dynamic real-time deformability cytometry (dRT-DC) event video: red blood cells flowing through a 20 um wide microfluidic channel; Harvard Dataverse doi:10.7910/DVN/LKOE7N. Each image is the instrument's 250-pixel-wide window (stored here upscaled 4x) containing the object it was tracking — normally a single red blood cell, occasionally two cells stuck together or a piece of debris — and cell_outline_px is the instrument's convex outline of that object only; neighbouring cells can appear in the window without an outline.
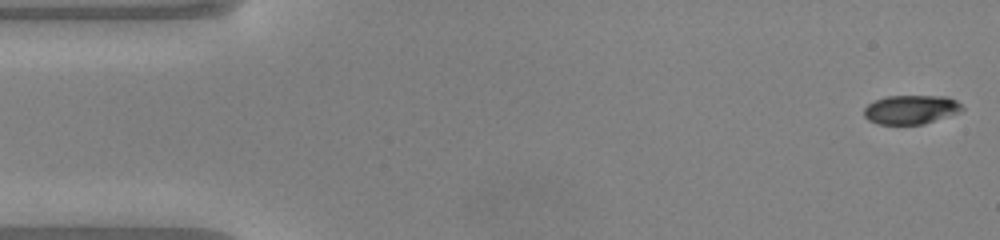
{"species": "common noctule bat (a hibernating species)", "species_latin": "Nyctalus noctula", "temperature_condition": "warm", "stored_images_in_passage": 49, "camera_frame_rate_fps": 3000, "um_per_image_px": 0.085, "animal": {"sex": "male", "body_mass_g": 20.0, "forearm_length_mm": 53.3}, "frame": {"image": 1, "passage_image": 1, "time_ms": 0.0, "image_size_px": [1000, 240], "cell_outline_px": [[964, 108], [960, 112], [924, 124], [876, 124], [868, 120], [864, 116], [864, 108], [868, 104], [876, 100], [888, 96], [948, 96], [956, 100]], "centroid_in_image_um": [77.43, 9.31], "position_along_channel_um": 7.6, "area_um2": 16.59}}
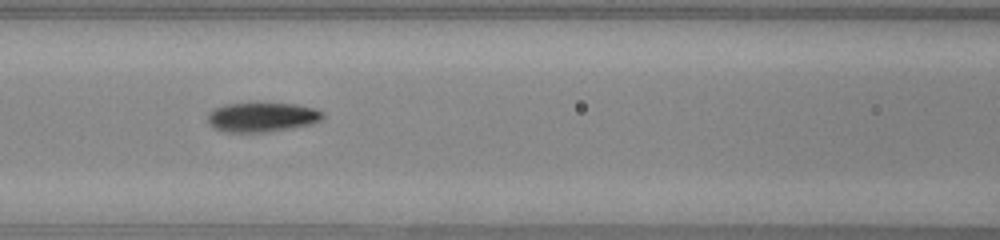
{"frame": {"image": 2, "passage_image": 20, "time_ms": 6.333, "image_size_px": [1000, 240], "cell_outline_px": [[324, 116], [320, 120], [312, 124], [264, 132], [224, 132], [216, 128], [208, 120], [208, 112], [216, 108], [228, 104], [296, 104], [316, 108], [324, 112]], "centroid_in_image_um": [22.32, 9.96], "position_along_channel_um": 144.3, "area_um2": 19.36}}
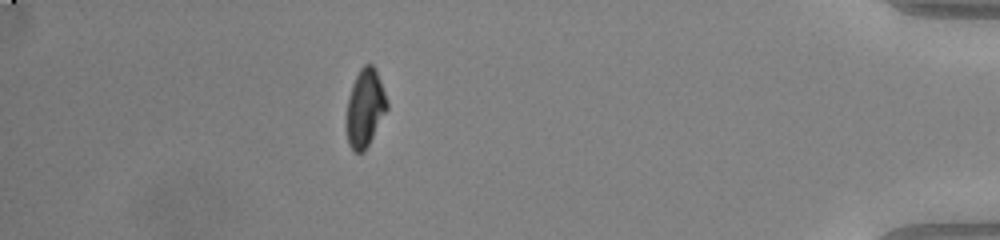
{"frame": {"image": 3, "passage_image": 43, "time_ms": 14.0, "image_size_px": [1000, 240], "cell_outline_px": [[388, 108], [364, 152], [356, 152], [348, 144], [344, 124], [348, 96], [352, 84], [360, 68], [364, 64], [372, 64], [376, 68], [388, 100]], "centroid_in_image_um": [31.0, 9.17], "position_along_channel_um": 404.2, "area_um2": 18.79}, "authors_computed_cell_mechanics": {"area_um2": 18.9584, "velocity_mm_per_s": 4.1019, "shape_relaxation_time_tau1_ms": 5.1307, "shape_relaxation_time_tau2_ms": 2.056, "deformation_change_tau1": 0.2016, "deformation_change_tau2": 0.0612}}